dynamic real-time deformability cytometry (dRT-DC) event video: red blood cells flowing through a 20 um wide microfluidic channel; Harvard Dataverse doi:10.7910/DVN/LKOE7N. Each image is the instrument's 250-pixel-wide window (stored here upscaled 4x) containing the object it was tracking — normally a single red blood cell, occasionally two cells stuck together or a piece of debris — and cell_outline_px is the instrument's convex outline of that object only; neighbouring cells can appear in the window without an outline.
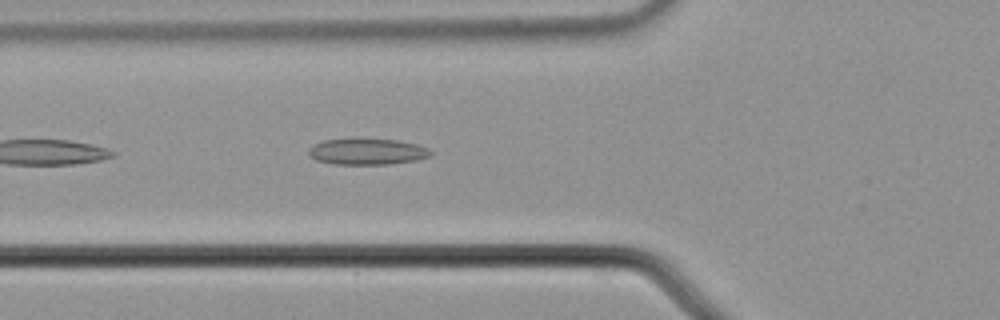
{"species": "common noctule bat (a hibernating species)", "species_latin": "Nyctalus noctula", "temperature_condition": "cold", "stored_images_in_passage": 40, "camera_frame_rate_fps": 3000, "um_per_image_px": 0.085, "animal": {"sex": "male", "body_mass_g": 21.5, "forearm_length_mm": 52.0}, "frame": {"image": 1, "passage_image": 5, "time_ms": 1.333, "image_size_px": [1000, 320], "cell_outline_px": [[432, 156], [416, 160], [388, 164], [332, 164], [316, 160], [308, 156], [308, 148], [312, 144], [324, 140], [396, 140], [416, 144], [428, 148], [432, 152]], "centroid_in_image_um": [31.18, 12.91], "position_along_channel_um": 94.6, "area_um2": 18.38}}
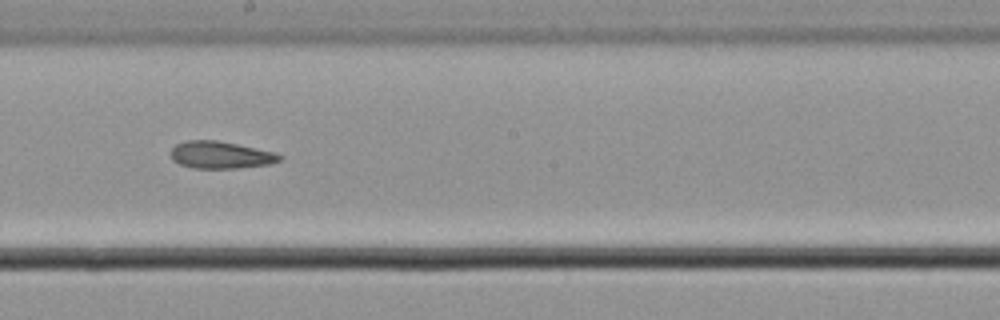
{"frame": {"image": 2, "passage_image": 16, "time_ms": 5.0, "image_size_px": [1000, 320], "cell_outline_px": [[284, 156], [280, 160], [272, 164], [236, 168], [192, 168], [180, 164], [172, 160], [172, 148], [176, 144], [188, 140], [216, 140], [276, 152]], "centroid_in_image_um": [18.78, 13.17], "position_along_channel_um": 229.4, "area_um2": 17.22}}
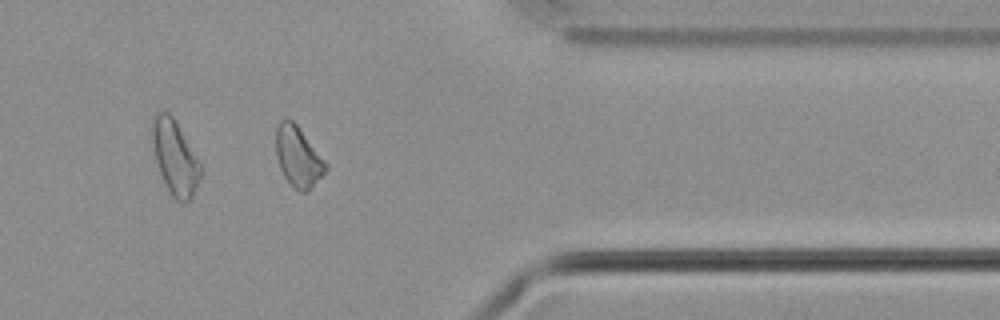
{"frame": {"image": 3, "passage_image": 30, "time_ms": 9.667, "image_size_px": [1000, 320], "cell_outline_px": [[328, 168], [308, 192], [300, 192], [284, 176], [280, 168], [276, 156], [276, 128], [280, 120], [292, 120], [300, 128], [328, 164]], "centroid_in_image_um": [25.35, 13.32], "position_along_channel_um": 386.1, "area_um2": 17.34}, "authors_computed_cell_mechanics": {"area_um2": 17.6001, "velocity_mm_per_s": 3.6727, "shape_relaxation_time_tau1_ms": 8.4948, "shape_relaxation_time_tau2_ms": 4.1927, "deformation_change_tau1": 0.1222, "deformation_change_tau2": 0.0957}}